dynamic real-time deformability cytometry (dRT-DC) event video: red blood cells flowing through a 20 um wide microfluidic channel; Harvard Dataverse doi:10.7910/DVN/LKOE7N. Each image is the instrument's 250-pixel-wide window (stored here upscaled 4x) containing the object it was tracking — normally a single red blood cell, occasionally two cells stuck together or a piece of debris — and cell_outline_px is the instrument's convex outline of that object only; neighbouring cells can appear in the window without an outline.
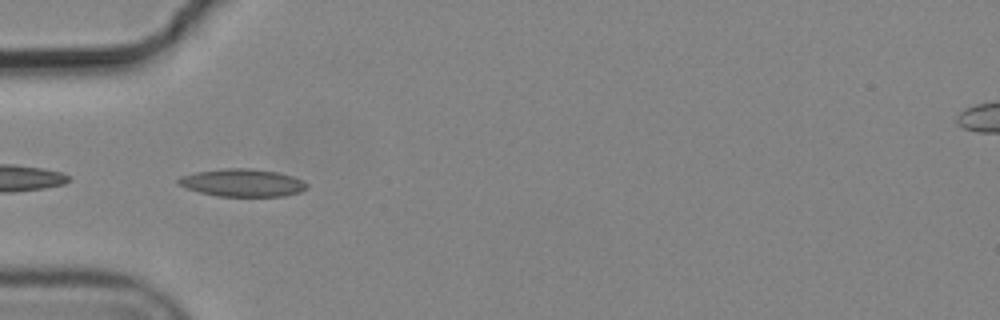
{"species": "common noctule bat (a hibernating species)", "species_latin": "Nyctalus noctula", "temperature_condition": "cold", "stored_images_in_passage": 9, "camera_frame_rate_fps": 3000, "um_per_image_px": 0.085, "animal": {"sex": "male", "body_mass_g": 19.2, "forearm_length_mm": 51.8}, "frame": {"image": 1, "passage_image": 5, "time_ms": 1.333, "image_size_px": [1000, 320], "cell_outline_px": [[308, 188], [300, 192], [284, 196], [216, 196], [200, 192], [176, 184], [176, 180], [180, 176], [196, 172], [224, 168], [252, 168], [276, 172], [292, 176], [308, 184]], "centroid_in_image_um": [20.58, 15.53], "position_along_channel_um": 64.4, "area_um2": 20.69}}
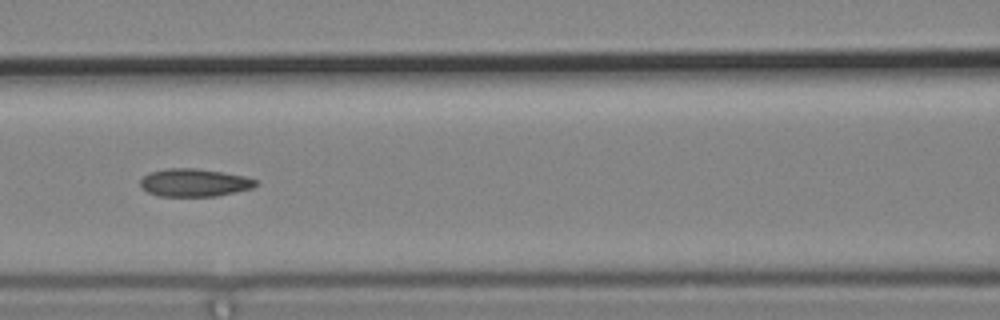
{"frame": {"image": 2, "passage_image": 7, "time_ms": 2.0, "image_size_px": [1000, 320], "cell_outline_px": [[260, 184], [252, 188], [236, 192], [216, 196], [160, 196], [148, 192], [140, 188], [140, 180], [144, 176], [152, 172], [168, 168], [196, 168], [224, 172], [244, 176], [256, 180]], "centroid_in_image_um": [16.53, 15.52], "position_along_channel_um": 150.1, "area_um2": 18.79}}
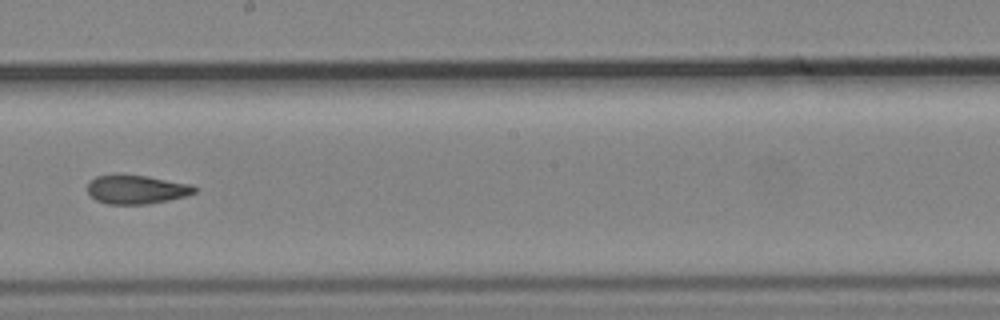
{"frame": {"image": 3, "passage_image": 9, "time_ms": 2.667, "image_size_px": [1000, 320], "cell_outline_px": [[200, 188], [196, 192], [184, 196], [168, 200], [148, 204], [108, 204], [96, 200], [88, 196], [88, 180], [96, 176], [148, 176], [192, 184]], "centroid_in_image_um": [11.62, 16.12], "position_along_channel_um": 236.6, "area_um2": 17.92}}